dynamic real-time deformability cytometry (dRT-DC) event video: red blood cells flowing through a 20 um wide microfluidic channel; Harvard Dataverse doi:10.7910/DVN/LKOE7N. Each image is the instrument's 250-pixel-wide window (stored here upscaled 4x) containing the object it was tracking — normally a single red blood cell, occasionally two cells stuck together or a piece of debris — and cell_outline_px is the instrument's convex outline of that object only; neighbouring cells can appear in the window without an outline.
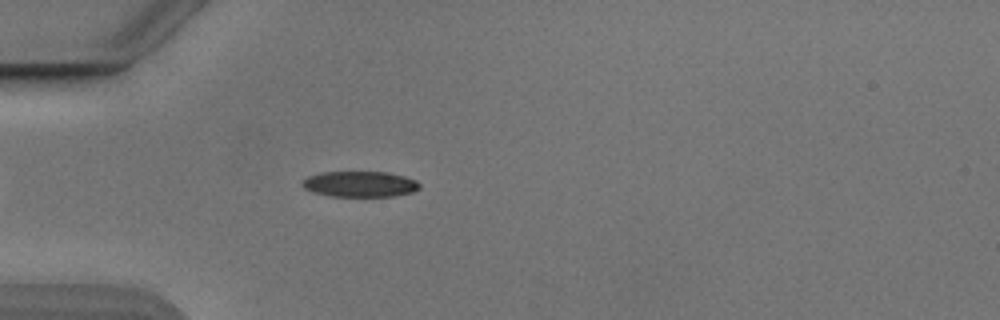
{"species": "Egyptian fruit bat (a non-hibernating species)", "species_latin": "Rousettus aegyptiacus", "temperature_condition": "cold", "stored_images_in_passage": 45, "camera_frame_rate_fps": 3000, "um_per_image_px": 0.085, "animal": {"sex": "male"}, "frame": {"image": 1, "passage_image": 8, "time_ms": 2.333, "image_size_px": [1000, 320], "cell_outline_px": [[420, 188], [412, 192], [392, 196], [332, 196], [316, 192], [304, 188], [300, 184], [300, 180], [308, 176], [324, 172], [388, 172], [404, 176], [416, 180], [420, 184]], "centroid_in_image_um": [30.59, 15.64], "position_along_channel_um": 54.4, "area_um2": 17.51}}
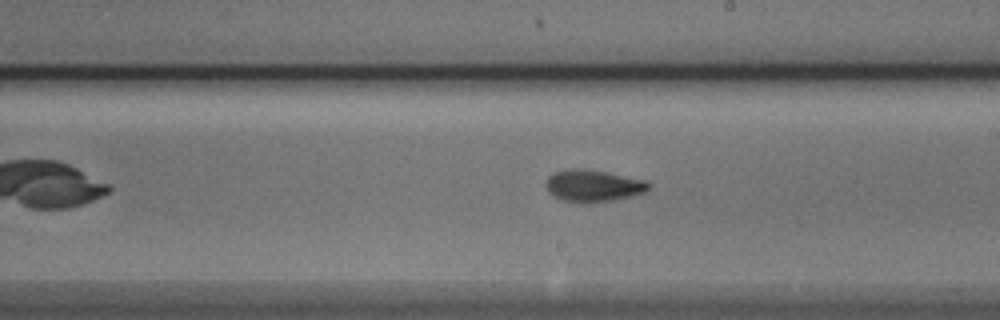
{"frame": {"image": 2, "passage_image": 23, "time_ms": 7.333, "image_size_px": [1000, 320], "cell_outline_px": [[652, 188], [648, 192], [632, 196], [612, 200], [588, 204], [580, 204], [560, 200], [552, 196], [548, 192], [544, 184], [548, 176], [552, 172], [568, 168], [584, 168], [608, 172], [648, 180], [652, 184]], "centroid_in_image_um": [50.43, 15.79], "position_along_channel_um": 238.6, "area_um2": 20.11}}
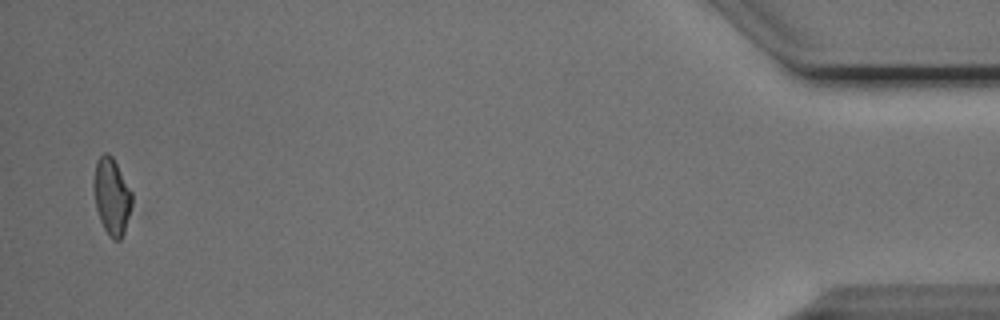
{"frame": {"image": 3, "passage_image": 44, "time_ms": 14.333, "image_size_px": [1000, 320], "cell_outline_px": [[132, 204], [124, 232], [120, 240], [112, 240], [104, 228], [100, 220], [96, 208], [92, 184], [96, 160], [104, 152], [108, 152], [112, 156], [132, 192]], "centroid_in_image_um": [9.48, 16.67], "position_along_channel_um": 425.7, "area_um2": 17.17}, "authors_computed_cell_mechanics": {"area_um2": 17.6868, "velocity_mm_per_s": 3.8747, "shape_relaxation_time_tau1_ms": 3.9516, "shape_relaxation_time_tau2_ms": 2.3327, "deformation_change_tau1": 0.1219, "deformation_change_tau2": 0.089}}